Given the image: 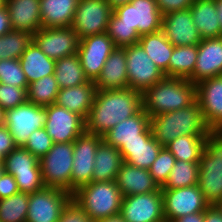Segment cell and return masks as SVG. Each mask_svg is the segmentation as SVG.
<instances>
[{
	"mask_svg": "<svg viewBox=\"0 0 222 222\" xmlns=\"http://www.w3.org/2000/svg\"><path fill=\"white\" fill-rule=\"evenodd\" d=\"M162 16L155 0H132L113 9L107 34L116 47L137 44L142 35L162 30Z\"/></svg>",
	"mask_w": 222,
	"mask_h": 222,
	"instance_id": "1",
	"label": "cell"
},
{
	"mask_svg": "<svg viewBox=\"0 0 222 222\" xmlns=\"http://www.w3.org/2000/svg\"><path fill=\"white\" fill-rule=\"evenodd\" d=\"M143 108L142 93L131 88L97 90L86 119V132L103 136Z\"/></svg>",
	"mask_w": 222,
	"mask_h": 222,
	"instance_id": "2",
	"label": "cell"
},
{
	"mask_svg": "<svg viewBox=\"0 0 222 222\" xmlns=\"http://www.w3.org/2000/svg\"><path fill=\"white\" fill-rule=\"evenodd\" d=\"M150 127L154 139L162 146L179 136H206L210 131L197 99L182 109L150 117Z\"/></svg>",
	"mask_w": 222,
	"mask_h": 222,
	"instance_id": "3",
	"label": "cell"
},
{
	"mask_svg": "<svg viewBox=\"0 0 222 222\" xmlns=\"http://www.w3.org/2000/svg\"><path fill=\"white\" fill-rule=\"evenodd\" d=\"M196 100V85L189 79L164 77L142 93L143 110L149 117L172 112Z\"/></svg>",
	"mask_w": 222,
	"mask_h": 222,
	"instance_id": "4",
	"label": "cell"
},
{
	"mask_svg": "<svg viewBox=\"0 0 222 222\" xmlns=\"http://www.w3.org/2000/svg\"><path fill=\"white\" fill-rule=\"evenodd\" d=\"M198 186L210 205L222 198V130H210L205 137Z\"/></svg>",
	"mask_w": 222,
	"mask_h": 222,
	"instance_id": "5",
	"label": "cell"
},
{
	"mask_svg": "<svg viewBox=\"0 0 222 222\" xmlns=\"http://www.w3.org/2000/svg\"><path fill=\"white\" fill-rule=\"evenodd\" d=\"M122 197L115 180L90 182L72 195V199L95 221L120 213Z\"/></svg>",
	"mask_w": 222,
	"mask_h": 222,
	"instance_id": "6",
	"label": "cell"
},
{
	"mask_svg": "<svg viewBox=\"0 0 222 222\" xmlns=\"http://www.w3.org/2000/svg\"><path fill=\"white\" fill-rule=\"evenodd\" d=\"M73 151L74 142L54 143L39 160L42 180L46 187L74 194L75 191L71 188Z\"/></svg>",
	"mask_w": 222,
	"mask_h": 222,
	"instance_id": "7",
	"label": "cell"
},
{
	"mask_svg": "<svg viewBox=\"0 0 222 222\" xmlns=\"http://www.w3.org/2000/svg\"><path fill=\"white\" fill-rule=\"evenodd\" d=\"M4 171L15 178L19 192L32 194L46 187L39 159L24 147H16L5 157Z\"/></svg>",
	"mask_w": 222,
	"mask_h": 222,
	"instance_id": "8",
	"label": "cell"
},
{
	"mask_svg": "<svg viewBox=\"0 0 222 222\" xmlns=\"http://www.w3.org/2000/svg\"><path fill=\"white\" fill-rule=\"evenodd\" d=\"M124 48L129 88L143 93L165 77L164 72L138 43Z\"/></svg>",
	"mask_w": 222,
	"mask_h": 222,
	"instance_id": "9",
	"label": "cell"
},
{
	"mask_svg": "<svg viewBox=\"0 0 222 222\" xmlns=\"http://www.w3.org/2000/svg\"><path fill=\"white\" fill-rule=\"evenodd\" d=\"M45 107L29 101L6 111L5 126L13 136L17 147H24L32 132L45 126Z\"/></svg>",
	"mask_w": 222,
	"mask_h": 222,
	"instance_id": "10",
	"label": "cell"
},
{
	"mask_svg": "<svg viewBox=\"0 0 222 222\" xmlns=\"http://www.w3.org/2000/svg\"><path fill=\"white\" fill-rule=\"evenodd\" d=\"M113 9L106 0H79L71 27L78 38L107 32Z\"/></svg>",
	"mask_w": 222,
	"mask_h": 222,
	"instance_id": "11",
	"label": "cell"
},
{
	"mask_svg": "<svg viewBox=\"0 0 222 222\" xmlns=\"http://www.w3.org/2000/svg\"><path fill=\"white\" fill-rule=\"evenodd\" d=\"M163 198V212L166 222L174 219L205 211L210 204L198 184L175 189H161Z\"/></svg>",
	"mask_w": 222,
	"mask_h": 222,
	"instance_id": "12",
	"label": "cell"
},
{
	"mask_svg": "<svg viewBox=\"0 0 222 222\" xmlns=\"http://www.w3.org/2000/svg\"><path fill=\"white\" fill-rule=\"evenodd\" d=\"M115 48L107 32L80 39L77 55L89 81L97 80L103 65Z\"/></svg>",
	"mask_w": 222,
	"mask_h": 222,
	"instance_id": "13",
	"label": "cell"
},
{
	"mask_svg": "<svg viewBox=\"0 0 222 222\" xmlns=\"http://www.w3.org/2000/svg\"><path fill=\"white\" fill-rule=\"evenodd\" d=\"M45 130L54 143L74 142L86 131L85 120L55 103L45 107Z\"/></svg>",
	"mask_w": 222,
	"mask_h": 222,
	"instance_id": "14",
	"label": "cell"
},
{
	"mask_svg": "<svg viewBox=\"0 0 222 222\" xmlns=\"http://www.w3.org/2000/svg\"><path fill=\"white\" fill-rule=\"evenodd\" d=\"M72 195L60 189L48 188L29 194L25 222H58L62 210Z\"/></svg>",
	"mask_w": 222,
	"mask_h": 222,
	"instance_id": "15",
	"label": "cell"
},
{
	"mask_svg": "<svg viewBox=\"0 0 222 222\" xmlns=\"http://www.w3.org/2000/svg\"><path fill=\"white\" fill-rule=\"evenodd\" d=\"M120 214L126 222H166L162 191L122 197Z\"/></svg>",
	"mask_w": 222,
	"mask_h": 222,
	"instance_id": "16",
	"label": "cell"
},
{
	"mask_svg": "<svg viewBox=\"0 0 222 222\" xmlns=\"http://www.w3.org/2000/svg\"><path fill=\"white\" fill-rule=\"evenodd\" d=\"M33 41L47 57L56 61L76 54L80 39L71 26L58 28L42 27L33 34Z\"/></svg>",
	"mask_w": 222,
	"mask_h": 222,
	"instance_id": "17",
	"label": "cell"
},
{
	"mask_svg": "<svg viewBox=\"0 0 222 222\" xmlns=\"http://www.w3.org/2000/svg\"><path fill=\"white\" fill-rule=\"evenodd\" d=\"M103 137L86 131L74 141L71 188L76 191L91 182L94 170V158L97 147Z\"/></svg>",
	"mask_w": 222,
	"mask_h": 222,
	"instance_id": "18",
	"label": "cell"
},
{
	"mask_svg": "<svg viewBox=\"0 0 222 222\" xmlns=\"http://www.w3.org/2000/svg\"><path fill=\"white\" fill-rule=\"evenodd\" d=\"M196 99L210 130H222V75L196 84Z\"/></svg>",
	"mask_w": 222,
	"mask_h": 222,
	"instance_id": "19",
	"label": "cell"
},
{
	"mask_svg": "<svg viewBox=\"0 0 222 222\" xmlns=\"http://www.w3.org/2000/svg\"><path fill=\"white\" fill-rule=\"evenodd\" d=\"M162 31L173 46L198 45L202 40L189 8L163 15Z\"/></svg>",
	"mask_w": 222,
	"mask_h": 222,
	"instance_id": "20",
	"label": "cell"
},
{
	"mask_svg": "<svg viewBox=\"0 0 222 222\" xmlns=\"http://www.w3.org/2000/svg\"><path fill=\"white\" fill-rule=\"evenodd\" d=\"M152 136L150 117L143 108L136 114L110 129L103 140L118 150L127 142L148 140Z\"/></svg>",
	"mask_w": 222,
	"mask_h": 222,
	"instance_id": "21",
	"label": "cell"
},
{
	"mask_svg": "<svg viewBox=\"0 0 222 222\" xmlns=\"http://www.w3.org/2000/svg\"><path fill=\"white\" fill-rule=\"evenodd\" d=\"M222 75V36L202 39L198 44V55L193 75L189 80L199 82Z\"/></svg>",
	"mask_w": 222,
	"mask_h": 222,
	"instance_id": "22",
	"label": "cell"
},
{
	"mask_svg": "<svg viewBox=\"0 0 222 222\" xmlns=\"http://www.w3.org/2000/svg\"><path fill=\"white\" fill-rule=\"evenodd\" d=\"M97 90L128 88L127 62L124 47H116L102 67L94 82Z\"/></svg>",
	"mask_w": 222,
	"mask_h": 222,
	"instance_id": "23",
	"label": "cell"
},
{
	"mask_svg": "<svg viewBox=\"0 0 222 222\" xmlns=\"http://www.w3.org/2000/svg\"><path fill=\"white\" fill-rule=\"evenodd\" d=\"M115 181L123 197L161 191L149 170L137 168L125 162L119 168Z\"/></svg>",
	"mask_w": 222,
	"mask_h": 222,
	"instance_id": "24",
	"label": "cell"
},
{
	"mask_svg": "<svg viewBox=\"0 0 222 222\" xmlns=\"http://www.w3.org/2000/svg\"><path fill=\"white\" fill-rule=\"evenodd\" d=\"M97 88L92 81L59 89L55 104L80 115L85 121L93 105Z\"/></svg>",
	"mask_w": 222,
	"mask_h": 222,
	"instance_id": "25",
	"label": "cell"
},
{
	"mask_svg": "<svg viewBox=\"0 0 222 222\" xmlns=\"http://www.w3.org/2000/svg\"><path fill=\"white\" fill-rule=\"evenodd\" d=\"M13 30L34 34L42 28L40 0H5Z\"/></svg>",
	"mask_w": 222,
	"mask_h": 222,
	"instance_id": "26",
	"label": "cell"
},
{
	"mask_svg": "<svg viewBox=\"0 0 222 222\" xmlns=\"http://www.w3.org/2000/svg\"><path fill=\"white\" fill-rule=\"evenodd\" d=\"M79 0H40L43 28L71 26Z\"/></svg>",
	"mask_w": 222,
	"mask_h": 222,
	"instance_id": "27",
	"label": "cell"
},
{
	"mask_svg": "<svg viewBox=\"0 0 222 222\" xmlns=\"http://www.w3.org/2000/svg\"><path fill=\"white\" fill-rule=\"evenodd\" d=\"M123 162L120 151L102 140L95 152L91 182L116 180L117 173Z\"/></svg>",
	"mask_w": 222,
	"mask_h": 222,
	"instance_id": "28",
	"label": "cell"
},
{
	"mask_svg": "<svg viewBox=\"0 0 222 222\" xmlns=\"http://www.w3.org/2000/svg\"><path fill=\"white\" fill-rule=\"evenodd\" d=\"M162 147L152 135L148 140L124 143L119 151L125 163L149 170Z\"/></svg>",
	"mask_w": 222,
	"mask_h": 222,
	"instance_id": "29",
	"label": "cell"
},
{
	"mask_svg": "<svg viewBox=\"0 0 222 222\" xmlns=\"http://www.w3.org/2000/svg\"><path fill=\"white\" fill-rule=\"evenodd\" d=\"M189 9L202 39L222 36L214 0H194Z\"/></svg>",
	"mask_w": 222,
	"mask_h": 222,
	"instance_id": "30",
	"label": "cell"
},
{
	"mask_svg": "<svg viewBox=\"0 0 222 222\" xmlns=\"http://www.w3.org/2000/svg\"><path fill=\"white\" fill-rule=\"evenodd\" d=\"M19 60L28 84L54 74L55 60L47 57L34 41L26 48Z\"/></svg>",
	"mask_w": 222,
	"mask_h": 222,
	"instance_id": "31",
	"label": "cell"
},
{
	"mask_svg": "<svg viewBox=\"0 0 222 222\" xmlns=\"http://www.w3.org/2000/svg\"><path fill=\"white\" fill-rule=\"evenodd\" d=\"M138 44L163 72L168 69L174 46L165 37L162 30L142 35Z\"/></svg>",
	"mask_w": 222,
	"mask_h": 222,
	"instance_id": "32",
	"label": "cell"
},
{
	"mask_svg": "<svg viewBox=\"0 0 222 222\" xmlns=\"http://www.w3.org/2000/svg\"><path fill=\"white\" fill-rule=\"evenodd\" d=\"M198 45L174 46L165 77L189 79L197 61Z\"/></svg>",
	"mask_w": 222,
	"mask_h": 222,
	"instance_id": "33",
	"label": "cell"
},
{
	"mask_svg": "<svg viewBox=\"0 0 222 222\" xmlns=\"http://www.w3.org/2000/svg\"><path fill=\"white\" fill-rule=\"evenodd\" d=\"M54 76L59 89L78 86L89 81L77 53L56 60Z\"/></svg>",
	"mask_w": 222,
	"mask_h": 222,
	"instance_id": "34",
	"label": "cell"
},
{
	"mask_svg": "<svg viewBox=\"0 0 222 222\" xmlns=\"http://www.w3.org/2000/svg\"><path fill=\"white\" fill-rule=\"evenodd\" d=\"M206 136L183 135L169 142L165 147L176 160L199 162L204 150Z\"/></svg>",
	"mask_w": 222,
	"mask_h": 222,
	"instance_id": "35",
	"label": "cell"
},
{
	"mask_svg": "<svg viewBox=\"0 0 222 222\" xmlns=\"http://www.w3.org/2000/svg\"><path fill=\"white\" fill-rule=\"evenodd\" d=\"M59 87L54 74L45 76L28 85L27 101L46 107L56 102Z\"/></svg>",
	"mask_w": 222,
	"mask_h": 222,
	"instance_id": "36",
	"label": "cell"
},
{
	"mask_svg": "<svg viewBox=\"0 0 222 222\" xmlns=\"http://www.w3.org/2000/svg\"><path fill=\"white\" fill-rule=\"evenodd\" d=\"M199 162L176 160L166 183L161 189H175L198 184Z\"/></svg>",
	"mask_w": 222,
	"mask_h": 222,
	"instance_id": "37",
	"label": "cell"
},
{
	"mask_svg": "<svg viewBox=\"0 0 222 222\" xmlns=\"http://www.w3.org/2000/svg\"><path fill=\"white\" fill-rule=\"evenodd\" d=\"M33 42V34L12 30L0 37V60L19 59Z\"/></svg>",
	"mask_w": 222,
	"mask_h": 222,
	"instance_id": "38",
	"label": "cell"
},
{
	"mask_svg": "<svg viewBox=\"0 0 222 222\" xmlns=\"http://www.w3.org/2000/svg\"><path fill=\"white\" fill-rule=\"evenodd\" d=\"M29 206V194L19 192L0 199V222H25Z\"/></svg>",
	"mask_w": 222,
	"mask_h": 222,
	"instance_id": "39",
	"label": "cell"
},
{
	"mask_svg": "<svg viewBox=\"0 0 222 222\" xmlns=\"http://www.w3.org/2000/svg\"><path fill=\"white\" fill-rule=\"evenodd\" d=\"M0 82L28 89V81L19 59L0 60Z\"/></svg>",
	"mask_w": 222,
	"mask_h": 222,
	"instance_id": "40",
	"label": "cell"
},
{
	"mask_svg": "<svg viewBox=\"0 0 222 222\" xmlns=\"http://www.w3.org/2000/svg\"><path fill=\"white\" fill-rule=\"evenodd\" d=\"M175 161L173 154L163 146L149 169L154 181L160 188L166 183Z\"/></svg>",
	"mask_w": 222,
	"mask_h": 222,
	"instance_id": "41",
	"label": "cell"
},
{
	"mask_svg": "<svg viewBox=\"0 0 222 222\" xmlns=\"http://www.w3.org/2000/svg\"><path fill=\"white\" fill-rule=\"evenodd\" d=\"M53 144L52 138L43 127L30 134L24 148L40 160L51 149Z\"/></svg>",
	"mask_w": 222,
	"mask_h": 222,
	"instance_id": "42",
	"label": "cell"
},
{
	"mask_svg": "<svg viewBox=\"0 0 222 222\" xmlns=\"http://www.w3.org/2000/svg\"><path fill=\"white\" fill-rule=\"evenodd\" d=\"M27 101V90L0 82V107L5 111Z\"/></svg>",
	"mask_w": 222,
	"mask_h": 222,
	"instance_id": "43",
	"label": "cell"
},
{
	"mask_svg": "<svg viewBox=\"0 0 222 222\" xmlns=\"http://www.w3.org/2000/svg\"><path fill=\"white\" fill-rule=\"evenodd\" d=\"M58 222H95L77 203L71 199L59 216Z\"/></svg>",
	"mask_w": 222,
	"mask_h": 222,
	"instance_id": "44",
	"label": "cell"
},
{
	"mask_svg": "<svg viewBox=\"0 0 222 222\" xmlns=\"http://www.w3.org/2000/svg\"><path fill=\"white\" fill-rule=\"evenodd\" d=\"M162 15L173 11L188 9L194 0H155Z\"/></svg>",
	"mask_w": 222,
	"mask_h": 222,
	"instance_id": "45",
	"label": "cell"
},
{
	"mask_svg": "<svg viewBox=\"0 0 222 222\" xmlns=\"http://www.w3.org/2000/svg\"><path fill=\"white\" fill-rule=\"evenodd\" d=\"M17 193H19V189L15 178L4 171L0 176V199L8 198Z\"/></svg>",
	"mask_w": 222,
	"mask_h": 222,
	"instance_id": "46",
	"label": "cell"
},
{
	"mask_svg": "<svg viewBox=\"0 0 222 222\" xmlns=\"http://www.w3.org/2000/svg\"><path fill=\"white\" fill-rule=\"evenodd\" d=\"M17 146L6 126L0 127V153L5 157Z\"/></svg>",
	"mask_w": 222,
	"mask_h": 222,
	"instance_id": "47",
	"label": "cell"
},
{
	"mask_svg": "<svg viewBox=\"0 0 222 222\" xmlns=\"http://www.w3.org/2000/svg\"><path fill=\"white\" fill-rule=\"evenodd\" d=\"M12 30L9 11L7 6L4 5L0 8V37Z\"/></svg>",
	"mask_w": 222,
	"mask_h": 222,
	"instance_id": "48",
	"label": "cell"
},
{
	"mask_svg": "<svg viewBox=\"0 0 222 222\" xmlns=\"http://www.w3.org/2000/svg\"><path fill=\"white\" fill-rule=\"evenodd\" d=\"M205 222H222V214L215 205L205 210Z\"/></svg>",
	"mask_w": 222,
	"mask_h": 222,
	"instance_id": "49",
	"label": "cell"
},
{
	"mask_svg": "<svg viewBox=\"0 0 222 222\" xmlns=\"http://www.w3.org/2000/svg\"><path fill=\"white\" fill-rule=\"evenodd\" d=\"M172 222H205V211L188 214L174 219Z\"/></svg>",
	"mask_w": 222,
	"mask_h": 222,
	"instance_id": "50",
	"label": "cell"
},
{
	"mask_svg": "<svg viewBox=\"0 0 222 222\" xmlns=\"http://www.w3.org/2000/svg\"><path fill=\"white\" fill-rule=\"evenodd\" d=\"M95 222H126L120 213L111 215L106 218L98 219Z\"/></svg>",
	"mask_w": 222,
	"mask_h": 222,
	"instance_id": "51",
	"label": "cell"
},
{
	"mask_svg": "<svg viewBox=\"0 0 222 222\" xmlns=\"http://www.w3.org/2000/svg\"><path fill=\"white\" fill-rule=\"evenodd\" d=\"M214 1L216 6V13L218 15V20L222 31V0H214Z\"/></svg>",
	"mask_w": 222,
	"mask_h": 222,
	"instance_id": "52",
	"label": "cell"
},
{
	"mask_svg": "<svg viewBox=\"0 0 222 222\" xmlns=\"http://www.w3.org/2000/svg\"><path fill=\"white\" fill-rule=\"evenodd\" d=\"M112 9L124 4L130 3L132 0H106Z\"/></svg>",
	"mask_w": 222,
	"mask_h": 222,
	"instance_id": "53",
	"label": "cell"
},
{
	"mask_svg": "<svg viewBox=\"0 0 222 222\" xmlns=\"http://www.w3.org/2000/svg\"><path fill=\"white\" fill-rule=\"evenodd\" d=\"M5 116H6V111L0 107V127L5 126Z\"/></svg>",
	"mask_w": 222,
	"mask_h": 222,
	"instance_id": "54",
	"label": "cell"
},
{
	"mask_svg": "<svg viewBox=\"0 0 222 222\" xmlns=\"http://www.w3.org/2000/svg\"><path fill=\"white\" fill-rule=\"evenodd\" d=\"M216 207H217V209L221 212V214H222V198L217 202V203H215L214 204Z\"/></svg>",
	"mask_w": 222,
	"mask_h": 222,
	"instance_id": "55",
	"label": "cell"
},
{
	"mask_svg": "<svg viewBox=\"0 0 222 222\" xmlns=\"http://www.w3.org/2000/svg\"><path fill=\"white\" fill-rule=\"evenodd\" d=\"M5 163V156L0 153V167H4Z\"/></svg>",
	"mask_w": 222,
	"mask_h": 222,
	"instance_id": "56",
	"label": "cell"
},
{
	"mask_svg": "<svg viewBox=\"0 0 222 222\" xmlns=\"http://www.w3.org/2000/svg\"><path fill=\"white\" fill-rule=\"evenodd\" d=\"M5 5V0H0V8Z\"/></svg>",
	"mask_w": 222,
	"mask_h": 222,
	"instance_id": "57",
	"label": "cell"
},
{
	"mask_svg": "<svg viewBox=\"0 0 222 222\" xmlns=\"http://www.w3.org/2000/svg\"><path fill=\"white\" fill-rule=\"evenodd\" d=\"M4 172V167H0V176L3 174Z\"/></svg>",
	"mask_w": 222,
	"mask_h": 222,
	"instance_id": "58",
	"label": "cell"
}]
</instances>
